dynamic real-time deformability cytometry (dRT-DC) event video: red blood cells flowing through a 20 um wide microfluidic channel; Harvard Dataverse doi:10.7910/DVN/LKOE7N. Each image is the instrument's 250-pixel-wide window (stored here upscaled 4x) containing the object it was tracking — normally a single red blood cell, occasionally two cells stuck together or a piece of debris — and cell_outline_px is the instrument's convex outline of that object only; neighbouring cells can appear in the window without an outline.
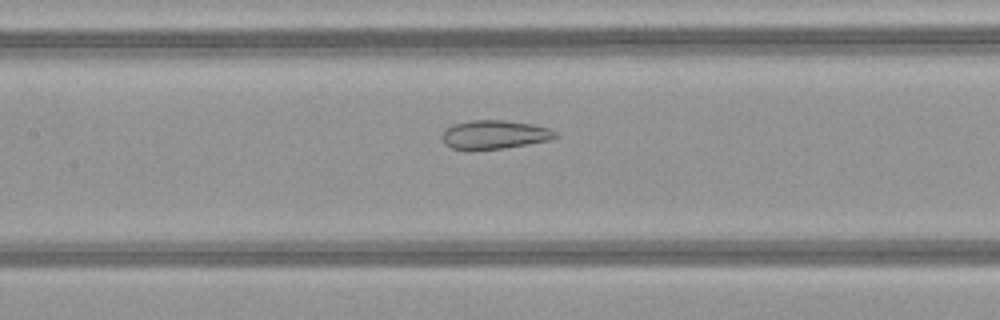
{"species": "common noctule bat (a hibernating species)", "species_latin": "Nyctalus noctula", "temperature_condition": "warm", "stored_images_in_passage": 50, "camera_frame_rate_fps": 3000, "um_per_image_px": 0.085, "animal": {"sex": "female", "body_mass_g": 21.9}, "frame": {"image": 1, "passage_image": 24, "time_ms": 7.667, "image_size_px": [1000, 320], "cell_outline_px": [[560, 136], [548, 140], [504, 148], [472, 152], [468, 152], [452, 148], [444, 144], [440, 136], [452, 124], [472, 120], [504, 120], [532, 124], [548, 128], [556, 132]], "centroid_in_image_um": [41.97, 11.47], "position_along_channel_um": 165.4, "area_um2": 19.36}}
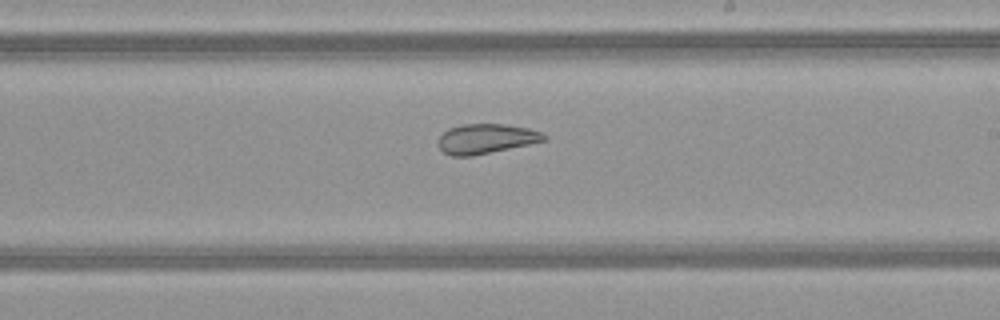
{"frame": {"image": 2, "passage_image": 30, "time_ms": 9.667, "image_size_px": [1000, 320], "cell_outline_px": [[548, 140], [472, 156], [452, 156], [444, 152], [436, 144], [440, 136], [448, 128], [460, 124], [504, 124], [528, 128], [540, 132], [548, 136]], "centroid_in_image_um": [41.3, 11.79], "position_along_channel_um": 247.7, "area_um2": 18.38}}
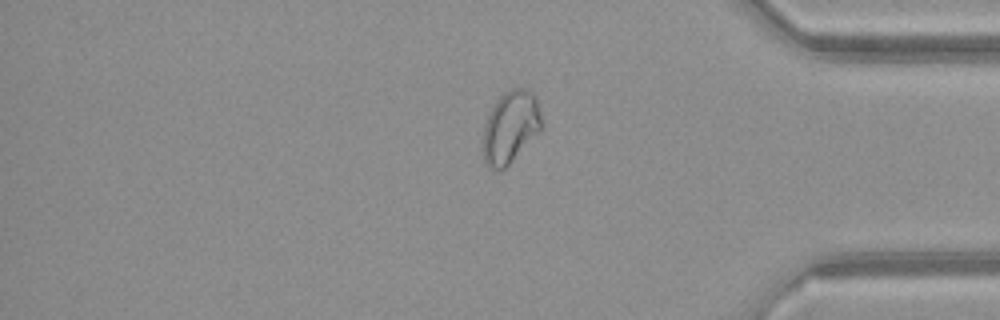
{"frame": {"image": 3, "passage_image": 42, "time_ms": 13.667, "image_size_px": [1000, 320], "cell_outline_px": [[540, 132], [500, 172], [488, 168], [484, 164], [484, 124], [496, 100], [504, 92], [512, 88], [528, 88], [536, 96], [540, 112]], "centroid_in_image_um": [43.38, 10.8], "position_along_channel_um": 391.8, "area_um2": 24.51}, "authors_computed_cell_mechanics": {"area_um2": 25.2008, "velocity_mm_per_s": 4.1258, "shape_relaxation_time_tau1_ms": null, "shape_relaxation_time_tau2_ms": 1.5833, "deformation_change_tau1": null, "deformation_change_tau2": 0.0672}}